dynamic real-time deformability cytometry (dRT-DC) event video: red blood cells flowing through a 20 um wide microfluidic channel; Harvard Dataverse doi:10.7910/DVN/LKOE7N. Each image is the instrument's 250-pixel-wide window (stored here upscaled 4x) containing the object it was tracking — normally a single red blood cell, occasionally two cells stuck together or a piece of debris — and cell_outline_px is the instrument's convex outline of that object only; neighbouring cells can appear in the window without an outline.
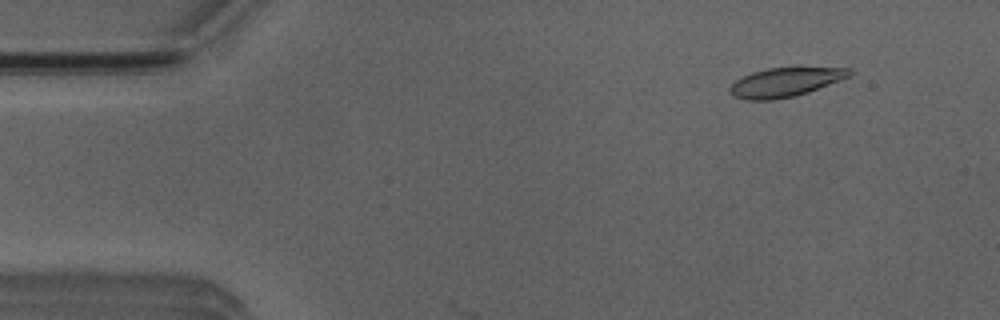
{"species": "Egyptian fruit bat (a non-hibernating species)", "species_latin": "Rousettus aegyptiacus", "temperature_condition": "room temperature", "stored_images_in_passage": 8, "camera_frame_rate_fps": 3000, "um_per_image_px": 0.085, "animal": {"sex": "male"}, "frame": {"image": 1, "passage_image": 5, "time_ms": 1.333, "image_size_px": [1000, 320], "cell_outline_px": [[852, 72], [848, 76], [808, 92], [792, 96], [772, 100], [748, 100], [732, 96], [728, 92], [728, 88], [736, 80], [752, 72], [768, 68], [796, 64], [848, 68]], "centroid_in_image_um": [66.74, 6.93], "position_along_channel_um": 18.3, "area_um2": 20.92}}